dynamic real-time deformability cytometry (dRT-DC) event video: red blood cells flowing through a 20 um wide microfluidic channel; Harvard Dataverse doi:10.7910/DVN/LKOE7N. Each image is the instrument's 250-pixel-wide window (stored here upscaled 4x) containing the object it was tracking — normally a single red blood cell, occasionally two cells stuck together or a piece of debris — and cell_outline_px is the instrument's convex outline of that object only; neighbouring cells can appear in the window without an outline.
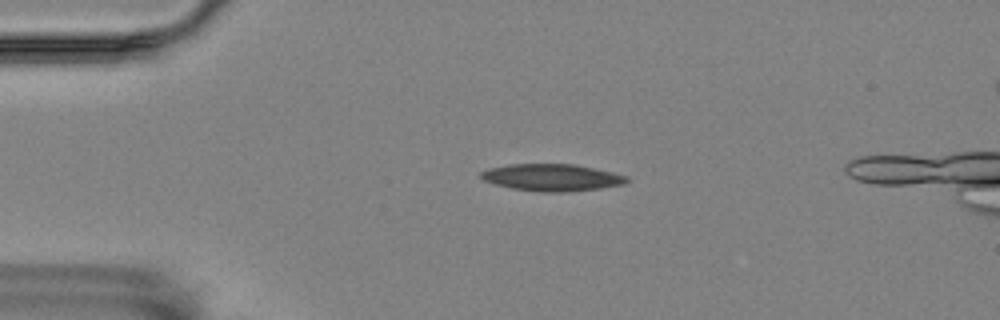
{"species": "Egyptian fruit bat (a non-hibernating species)", "species_latin": "Rousettus aegyptiacus", "temperature_condition": "room temperature", "stored_images_in_passage": 3, "camera_frame_rate_fps": 3000, "um_per_image_px": 0.085, "animal": {"sex": "female"}, "frame": {"image": 1, "passage_image": 1, "time_ms": 0.0, "image_size_px": [1000, 320], "cell_outline_px": [[628, 180], [624, 184], [600, 188], [568, 192], [544, 192], [512, 188], [496, 184], [484, 180], [480, 176], [480, 172], [488, 168], [508, 164], [576, 164], [612, 172], [628, 176]], "centroid_in_image_um": [46.91, 15.08], "position_along_channel_um": 38.1, "area_um2": 22.89}}